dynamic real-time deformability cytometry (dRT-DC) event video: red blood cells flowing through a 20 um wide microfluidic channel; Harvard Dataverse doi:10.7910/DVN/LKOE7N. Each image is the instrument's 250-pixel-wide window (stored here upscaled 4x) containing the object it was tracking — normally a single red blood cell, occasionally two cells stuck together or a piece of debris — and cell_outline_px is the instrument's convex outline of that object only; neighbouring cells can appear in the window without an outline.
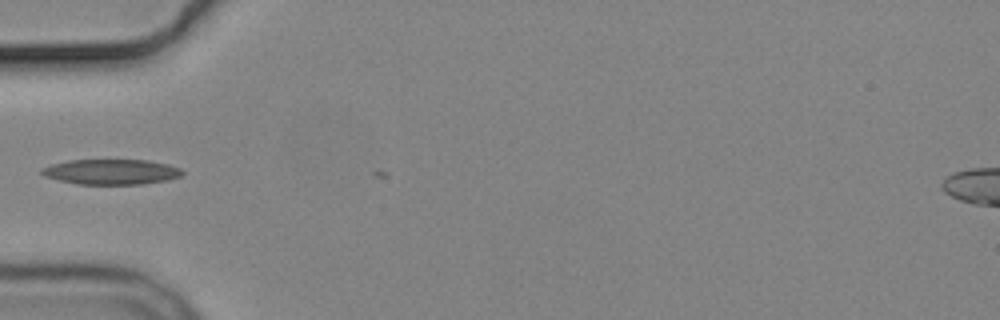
{"species": "common noctule bat (a hibernating species)", "species_latin": "Nyctalus noctula", "temperature_condition": "cold", "stored_images_in_passage": 6, "camera_frame_rate_fps": 3000, "um_per_image_px": 0.085, "animal": {"sex": "male", "body_mass_g": 19.2, "forearm_length_mm": 51.8}, "frame": {"image": 1, "passage_image": 5, "time_ms": 5.667, "image_size_px": [1000, 320], "cell_outline_px": [[184, 172], [180, 176], [168, 180], [140, 184], [76, 184], [44, 176], [40, 172], [40, 168], [52, 164], [68, 160], [148, 160], [168, 164], [180, 168]], "centroid_in_image_um": [9.44, 14.6], "position_along_channel_um": 75.6, "area_um2": 20.69}}